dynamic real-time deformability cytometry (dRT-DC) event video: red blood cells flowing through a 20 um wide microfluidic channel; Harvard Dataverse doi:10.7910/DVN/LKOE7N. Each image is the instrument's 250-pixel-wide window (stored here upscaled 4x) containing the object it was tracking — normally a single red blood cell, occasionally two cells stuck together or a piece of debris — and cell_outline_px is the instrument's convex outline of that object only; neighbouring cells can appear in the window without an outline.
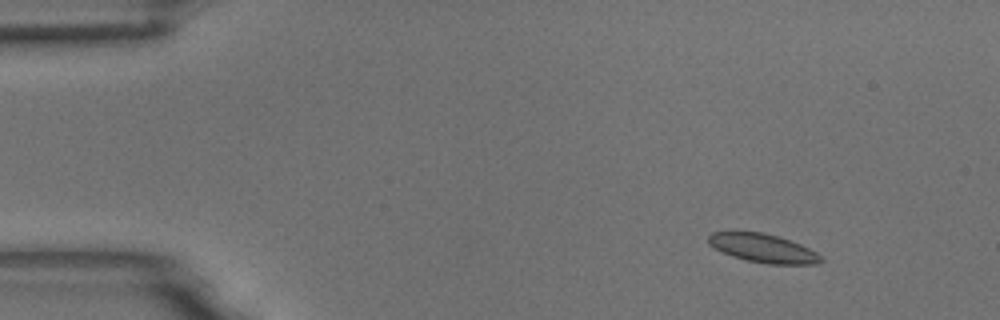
{"species": "common noctule bat (a hibernating species)", "species_latin": "Nyctalus noctula", "temperature_condition": "room temperature", "stored_images_in_passage": 5, "camera_frame_rate_fps": 3000, "um_per_image_px": 0.085, "animal": {"sex": "male", "body_mass_g": 18.8}, "frame": {"image": 1, "passage_image": 1, "time_ms": 0.0, "image_size_px": [1000, 320], "cell_outline_px": [[824, 260], [816, 264], [768, 264], [748, 260], [732, 256], [708, 244], [708, 236], [712, 232], [764, 232], [800, 244], [816, 252]], "centroid_in_image_um": [64.86, 21.1], "position_along_channel_um": 20.1, "area_um2": 18.44}}